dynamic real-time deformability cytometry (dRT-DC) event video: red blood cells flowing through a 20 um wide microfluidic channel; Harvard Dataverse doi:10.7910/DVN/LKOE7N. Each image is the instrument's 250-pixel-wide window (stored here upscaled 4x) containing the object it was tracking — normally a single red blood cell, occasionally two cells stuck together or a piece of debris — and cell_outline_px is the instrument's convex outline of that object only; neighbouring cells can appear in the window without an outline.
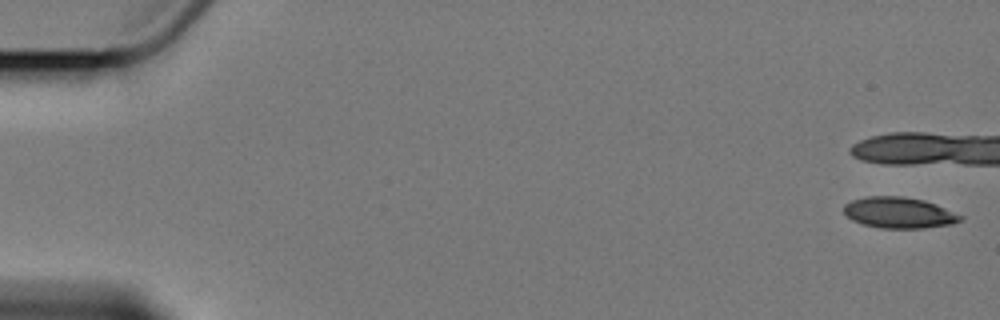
{"species": "Egyptian fruit bat (a non-hibernating species)", "species_latin": "Rousettus aegyptiacus", "temperature_condition": "cold", "stored_images_in_passage": 3, "camera_frame_rate_fps": 3000, "um_per_image_px": 0.085, "animal": {"sex": "female"}, "frame": {"image": 1, "passage_image": 1, "time_ms": 0.0, "image_size_px": [1000, 320], "cell_outline_px": [[964, 216], [960, 220], [952, 224], [924, 228], [880, 228], [864, 224], [852, 220], [844, 212], [844, 204], [852, 200], [864, 196], [904, 196], [924, 200], [936, 204]], "centroid_in_image_um": [76.42, 18.07], "position_along_channel_um": 8.6, "area_um2": 21.1}}